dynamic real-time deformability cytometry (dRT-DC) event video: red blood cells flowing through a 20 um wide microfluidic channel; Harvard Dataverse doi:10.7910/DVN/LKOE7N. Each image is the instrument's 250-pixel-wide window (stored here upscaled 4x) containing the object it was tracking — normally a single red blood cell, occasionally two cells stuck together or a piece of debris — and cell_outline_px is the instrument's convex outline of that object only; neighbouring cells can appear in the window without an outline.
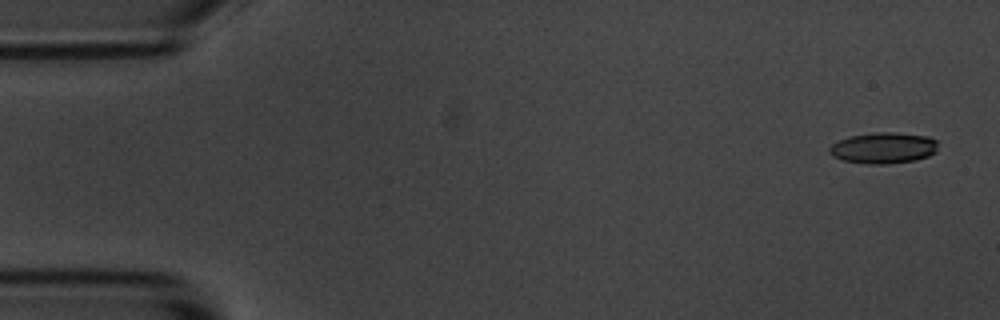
{"species": "common noctule bat (a hibernating species)", "species_latin": "Nyctalus noctula", "temperature_condition": "room temperature", "stored_images_in_passage": 53, "camera_frame_rate_fps": 3000, "um_per_image_px": 0.085, "animal": {"sex": "male", "body_mass_g": 20.1, "forearm_length_mm": 53.5}, "frame": {"image": 1, "passage_image": 1, "time_ms": 0.0, "image_size_px": [1000, 320], "cell_outline_px": [[936, 152], [928, 156], [916, 160], [888, 164], [864, 164], [844, 160], [832, 156], [828, 152], [828, 148], [832, 144], [848, 136], [876, 132], [892, 132], [928, 136], [936, 140]], "centroid_in_image_um": [75.07, 12.58], "position_along_channel_um": 9.9, "area_um2": 19.77}}
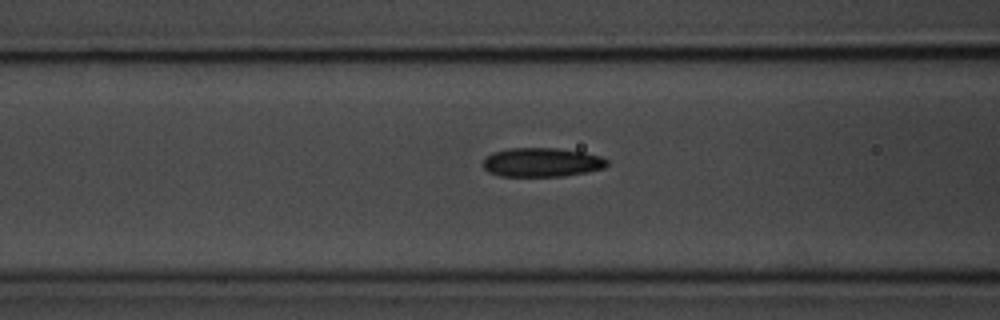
{"frame": {"image": 2, "passage_image": 20, "time_ms": 6.333, "image_size_px": [1000, 320], "cell_outline_px": [[608, 164], [604, 168], [588, 172], [564, 176], [500, 176], [488, 172], [480, 164], [492, 152], [512, 148], [556, 148], [584, 152], [600, 156], [608, 160]], "centroid_in_image_um": [46.05, 13.8], "position_along_channel_um": 120.5, "area_um2": 21.1}}
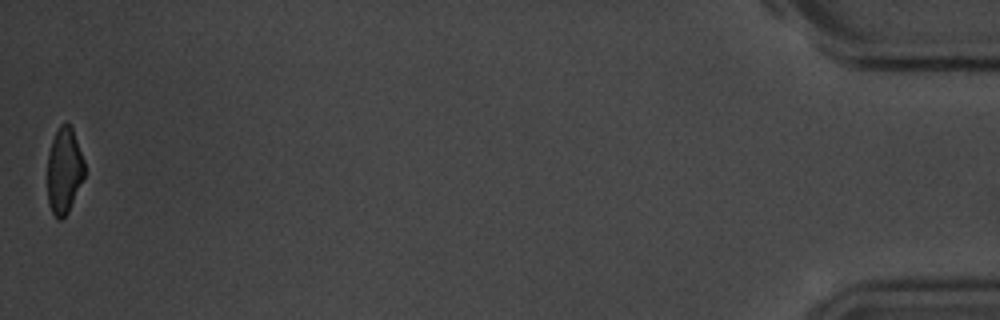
{"frame": {"image": 3, "passage_image": 53, "time_ms": 17.333, "image_size_px": [1000, 320], "cell_outline_px": [[84, 176], [68, 212], [60, 220], [56, 220], [48, 204], [48, 156], [52, 140], [60, 124], [68, 124], [72, 128], [84, 160]], "centroid_in_image_um": [5.44, 14.53], "position_along_channel_um": 429.8, "area_um2": 18.32}, "authors_computed_cell_mechanics": {"area_um2": 20.8658, "velocity_mm_per_s": 3.6859, "shape_relaxation_time_tau1_ms": 3.5816, "shape_relaxation_time_tau2_ms": 2.2271, "deformation_change_tau1": 0.1216, "deformation_change_tau2": 0.0964}}